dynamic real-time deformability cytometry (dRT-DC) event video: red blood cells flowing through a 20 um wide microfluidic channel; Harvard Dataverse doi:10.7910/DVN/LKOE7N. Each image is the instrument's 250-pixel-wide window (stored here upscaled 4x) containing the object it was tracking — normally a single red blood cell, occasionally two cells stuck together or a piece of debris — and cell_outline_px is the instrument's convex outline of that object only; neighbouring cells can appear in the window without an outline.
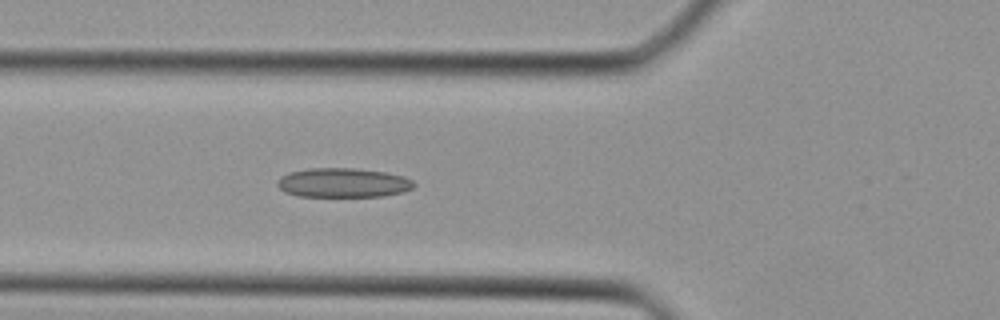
{"species": "Egyptian fruit bat (a non-hibernating species)", "species_latin": "Rousettus aegyptiacus", "temperature_condition": "cold", "stored_images_in_passage": 30, "camera_frame_rate_fps": 3000, "um_per_image_px": 0.085, "animal": {"sex": "female"}, "frame": {"image": 1, "passage_image": 6, "time_ms": 1.667, "image_size_px": [1000, 320], "cell_outline_px": [[416, 184], [412, 188], [404, 192], [384, 196], [300, 196], [284, 192], [276, 184], [276, 180], [280, 176], [288, 172], [308, 168], [352, 168], [384, 172], [404, 176], [412, 180]], "centroid_in_image_um": [29.14, 15.53], "position_along_channel_um": 96.7, "area_um2": 23.47}}
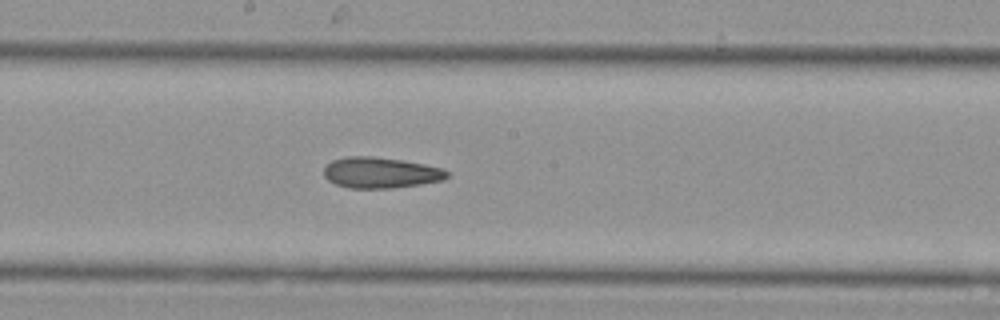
{"frame": {"image": 2, "passage_image": 13, "time_ms": 4.0, "image_size_px": [1000, 320], "cell_outline_px": [[448, 176], [444, 180], [420, 184], [392, 188], [352, 188], [336, 184], [328, 180], [324, 176], [324, 168], [332, 160], [348, 156], [372, 156], [404, 160], [444, 168], [448, 172]], "centroid_in_image_um": [32.37, 14.67], "position_along_channel_um": 215.8, "area_um2": 22.2}}
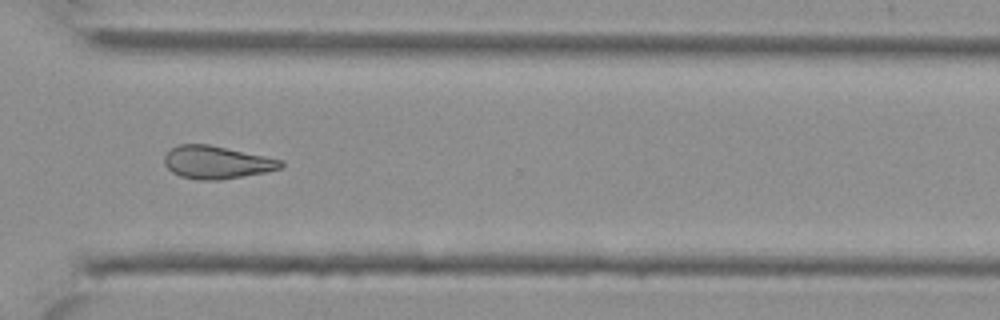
{"frame": {"image": 3, "passage_image": 21, "time_ms": 6.667, "image_size_px": [1000, 320], "cell_outline_px": [[284, 168], [244, 176], [220, 180], [200, 180], [180, 176], [172, 172], [164, 164], [164, 156], [172, 148], [180, 144], [208, 144], [284, 160]], "centroid_in_image_um": [18.44, 13.8], "position_along_channel_um": 352.2, "area_um2": 22.25}}